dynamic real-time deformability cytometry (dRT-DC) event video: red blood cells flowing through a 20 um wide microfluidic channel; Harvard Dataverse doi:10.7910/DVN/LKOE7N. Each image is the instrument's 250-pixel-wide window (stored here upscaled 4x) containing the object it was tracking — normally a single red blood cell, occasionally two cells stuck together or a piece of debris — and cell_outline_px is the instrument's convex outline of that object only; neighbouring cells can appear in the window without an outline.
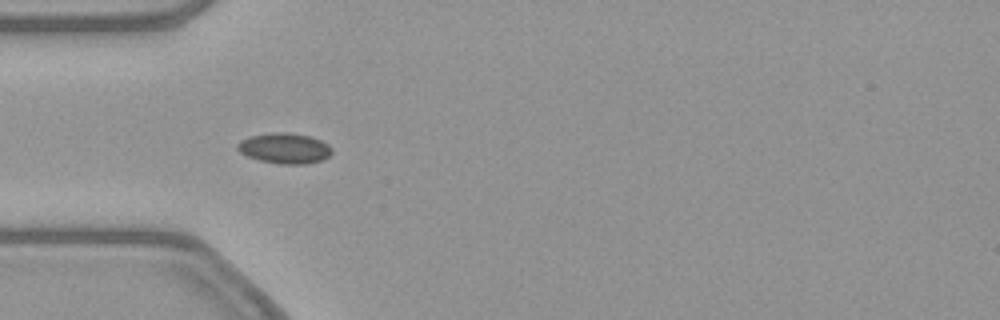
{"species": "common noctule bat (a hibernating species)", "species_latin": "Nyctalus noctula", "temperature_condition": "warm", "stored_images_in_passage": 38, "camera_frame_rate_fps": 3000, "um_per_image_px": 0.085, "animal": {"sex": "female", "body_mass_g": 21.9}, "frame": {"image": 1, "passage_image": 1, "time_ms": 0.0, "image_size_px": [1000, 320], "cell_outline_px": [[332, 152], [324, 160], [304, 164], [280, 164], [260, 160], [248, 156], [240, 152], [236, 148], [236, 144], [240, 140], [252, 136], [272, 132], [288, 132], [308, 136], [320, 140], [328, 144], [332, 148]], "centroid_in_image_um": [24.19, 12.6], "position_along_channel_um": 60.8, "area_um2": 16.76}}
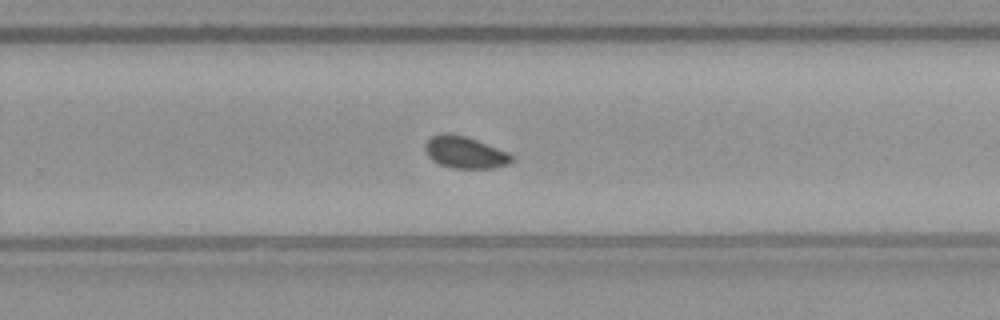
{"frame": {"image": 2, "passage_image": 19, "time_ms": 6.0, "image_size_px": [1000, 320], "cell_outline_px": [[512, 160], [508, 164], [496, 168], [452, 168], [440, 164], [432, 160], [428, 156], [424, 148], [424, 144], [432, 136], [444, 132], [448, 132], [464, 136], [476, 140], [508, 152], [512, 156]], "centroid_in_image_um": [39.49, 12.95], "position_along_channel_um": 290.3, "area_um2": 16.01}}
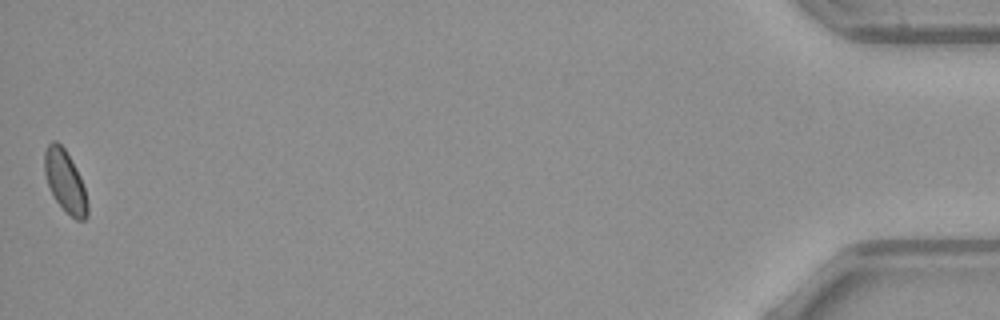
{"frame": {"image": 3, "passage_image": 38, "time_ms": 12.333, "image_size_px": [1000, 320], "cell_outline_px": [[88, 216], [84, 220], [76, 220], [56, 200], [48, 184], [44, 172], [44, 152], [48, 144], [52, 140], [56, 140], [64, 148], [72, 160], [80, 176], [84, 188], [88, 204]], "centroid_in_image_um": [5.54, 15.38], "position_along_channel_um": 429.7, "area_um2": 15.32}, "authors_computed_cell_mechanics": {"area_um2": 15.7216, "velocity_mm_per_s": 3.8314, "shape_relaxation_time_tau1_ms": null, "shape_relaxation_time_tau2_ms": 2.7952, "deformation_change_tau1": null, "deformation_change_tau2": 0.0565}}